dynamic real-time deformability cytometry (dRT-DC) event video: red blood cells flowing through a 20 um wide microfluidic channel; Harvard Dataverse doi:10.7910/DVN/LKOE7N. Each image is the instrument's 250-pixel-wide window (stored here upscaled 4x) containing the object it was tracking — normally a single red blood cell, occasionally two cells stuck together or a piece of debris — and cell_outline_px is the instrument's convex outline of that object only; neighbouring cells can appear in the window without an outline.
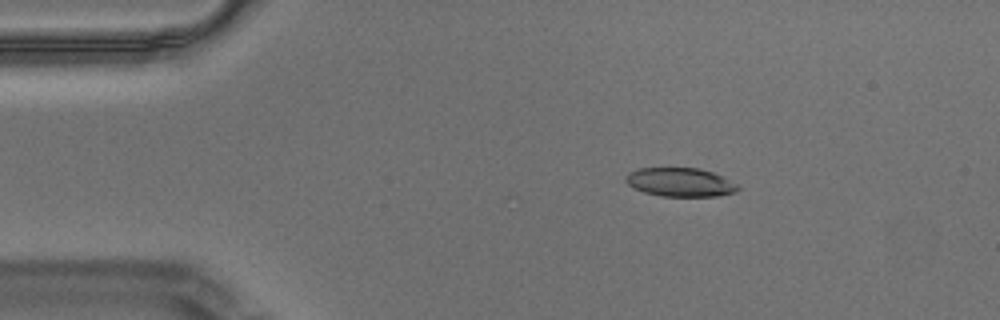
{"species": "Egyptian fruit bat (a non-hibernating species)", "species_latin": "Rousettus aegyptiacus", "temperature_condition": "warm", "stored_images_in_passage": 2, "camera_frame_rate_fps": 3000, "um_per_image_px": 0.085, "animal": {"sex": "male"}, "frame": {"image": 1, "passage_image": 1, "time_ms": 0.0, "image_size_px": [1000, 320], "cell_outline_px": [[740, 188], [736, 192], [720, 196], [660, 196], [644, 192], [628, 184], [624, 180], [624, 176], [628, 172], [636, 168], [700, 168], [724, 176], [740, 184]], "centroid_in_image_um": [57.86, 15.48], "position_along_channel_um": 27.1, "area_um2": 19.13}}